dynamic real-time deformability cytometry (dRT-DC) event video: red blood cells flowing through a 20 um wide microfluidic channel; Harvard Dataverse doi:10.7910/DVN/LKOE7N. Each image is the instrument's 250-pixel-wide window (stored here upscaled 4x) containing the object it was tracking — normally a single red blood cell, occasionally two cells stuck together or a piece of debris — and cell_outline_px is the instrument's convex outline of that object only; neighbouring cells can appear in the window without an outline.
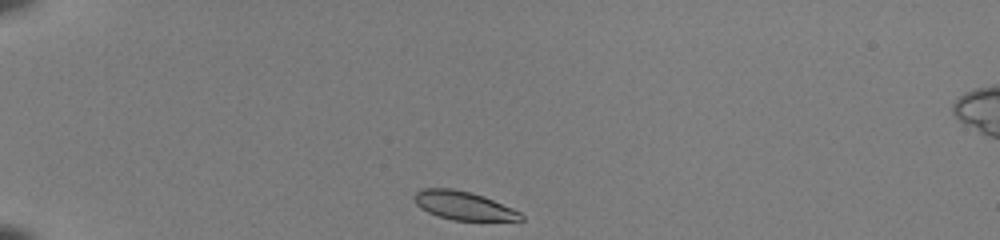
{"species": "common noctule bat (a hibernating species)", "species_latin": "Nyctalus noctula", "temperature_condition": "room temperature", "stored_images_in_passage": 38, "camera_frame_rate_fps": 3000, "um_per_image_px": 0.085, "animal": {"sex": "female", "body_mass_g": 22.0, "forearm_length_mm": 56.7}, "frame": {"image": 1, "passage_image": 1, "time_ms": 0.0, "image_size_px": [1000, 240], "cell_outline_px": [[524, 220], [452, 220], [428, 212], [420, 208], [416, 204], [412, 196], [420, 188], [452, 188], [472, 192], [484, 196], [512, 208], [520, 212], [524, 216]], "centroid_in_image_um": [39.37, 17.46], "position_along_channel_um": 45.6, "area_um2": 17.74}}
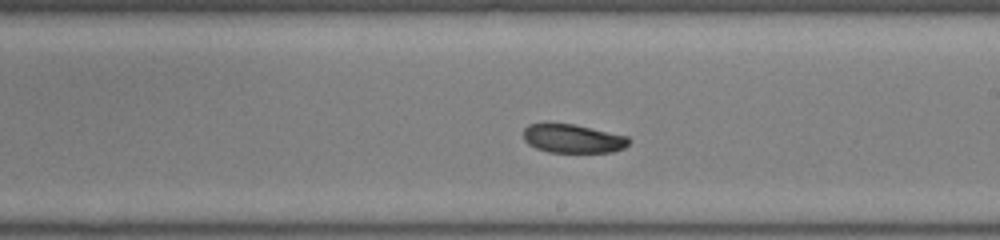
{"frame": {"image": 2, "passage_image": 19, "time_ms": 6.0, "image_size_px": [1000, 240], "cell_outline_px": [[632, 140], [624, 148], [612, 152], [548, 152], [536, 148], [528, 144], [524, 140], [524, 128], [528, 124], [572, 124], [628, 136]], "centroid_in_image_um": [48.71, 11.79], "position_along_channel_um": 240.3, "area_um2": 17.51}}
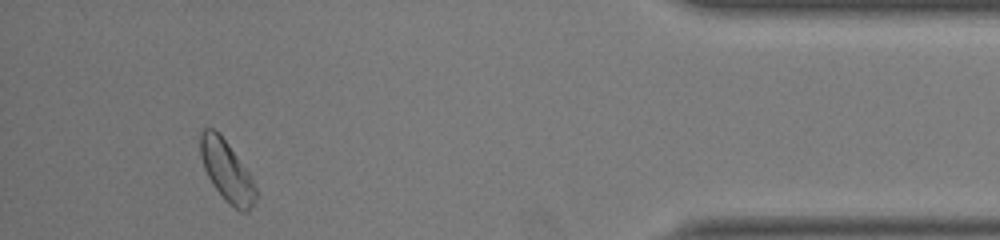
{"frame": {"image": 3, "passage_image": 35, "time_ms": 11.333, "image_size_px": [1000, 240], "cell_outline_px": [[256, 200], [248, 212], [240, 212], [212, 184], [204, 168], [200, 156], [200, 132], [204, 128], [212, 128], [228, 144], [252, 176], [256, 188]], "centroid_in_image_um": [19.28, 14.53], "position_along_channel_um": 415.9, "area_um2": 19.19}, "authors_computed_cell_mechanics": {"area_um2": 18.9873, "velocity_mm_per_s": 4.0466, "shape_relaxation_time_tau1_ms": 5.6745, "shape_relaxation_time_tau2_ms": 4.7964, "deformation_change_tau1": 0.1058, "deformation_change_tau2": 0.07}}